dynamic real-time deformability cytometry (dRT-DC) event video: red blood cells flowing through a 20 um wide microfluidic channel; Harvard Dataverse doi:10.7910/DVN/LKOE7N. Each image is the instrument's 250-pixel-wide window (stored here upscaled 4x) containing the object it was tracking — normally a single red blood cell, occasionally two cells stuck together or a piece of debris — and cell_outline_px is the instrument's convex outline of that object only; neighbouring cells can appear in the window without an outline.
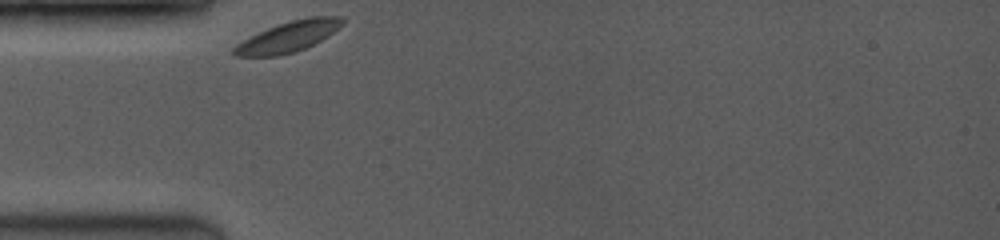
{"species": "common noctule bat (a hibernating species)", "species_latin": "Nyctalus noctula", "temperature_condition": "room temperature", "stored_images_in_passage": 14, "camera_frame_rate_fps": 3500, "um_per_image_px": 0.085, "animal": {"sex": "female", "body_mass_g": 19.0, "forearm_length_mm": 53.3}, "frame": {"image": 1, "passage_image": 1, "time_ms": 0.0, "image_size_px": [1000, 240], "cell_outline_px": [[344, 24], [328, 36], [296, 52], [280, 56], [232, 56], [232, 48], [236, 44], [268, 28], [292, 20], [312, 16], [344, 16]], "centroid_in_image_um": [24.53, 3.12], "position_along_channel_um": 60.5, "area_um2": 19.19}}
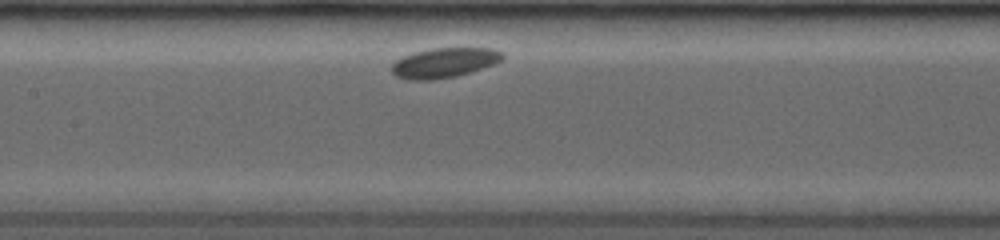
{"frame": {"image": 2, "passage_image": 6, "time_ms": 3.143, "image_size_px": [1000, 240], "cell_outline_px": [[504, 60], [496, 64], [456, 76], [432, 80], [408, 80], [396, 76], [388, 68], [396, 60], [404, 56], [428, 48], [492, 48], [504, 52]], "centroid_in_image_um": [37.78, 5.33], "position_along_channel_um": 169.6, "area_um2": 19.54}}
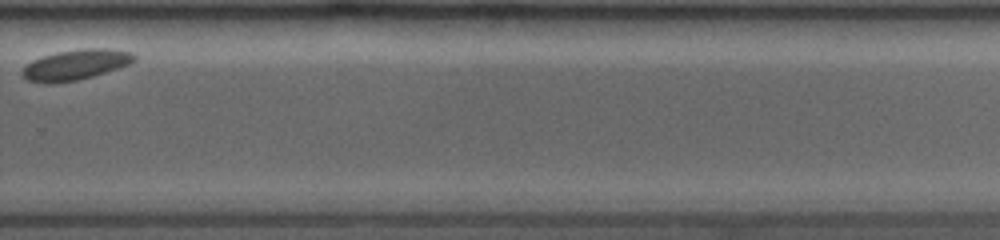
{"frame": {"image": 3, "passage_image": 13, "time_ms": 7.429, "image_size_px": [1000, 240], "cell_outline_px": [[136, 60], [128, 64], [92, 76], [76, 80], [48, 84], [28, 80], [20, 76], [20, 72], [32, 60], [44, 56], [60, 52], [84, 48], [108, 48], [132, 52], [136, 56]], "centroid_in_image_um": [6.41, 5.5], "position_along_channel_um": 323.4, "area_um2": 19.54}}